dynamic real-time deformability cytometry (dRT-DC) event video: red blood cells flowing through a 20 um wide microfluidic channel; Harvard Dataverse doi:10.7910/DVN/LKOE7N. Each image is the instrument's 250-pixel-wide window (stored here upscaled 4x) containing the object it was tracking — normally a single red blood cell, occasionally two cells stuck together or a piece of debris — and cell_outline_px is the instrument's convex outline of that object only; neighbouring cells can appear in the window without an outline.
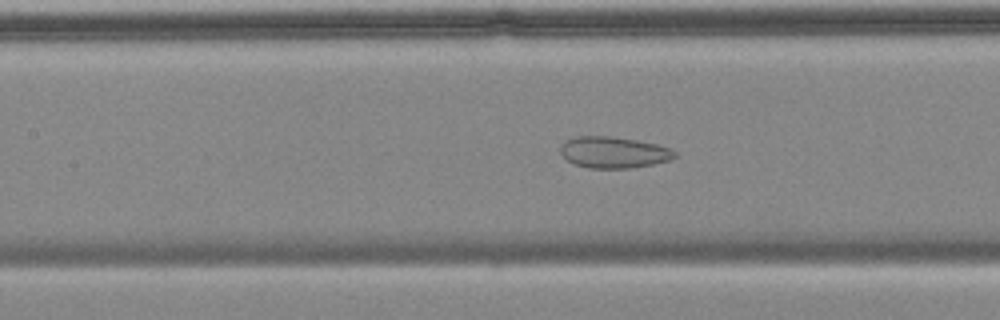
{"species": "common noctule bat (a hibernating species)", "species_latin": "Nyctalus noctula", "temperature_condition": "cold", "stored_images_in_passage": 57, "camera_frame_rate_fps": 3000, "um_per_image_px": 0.085, "animal": {"sex": "female", "body_mass_g": 18.4}, "frame": {"image": 1, "passage_image": 25, "time_ms": 8.0, "image_size_px": [1000, 320], "cell_outline_px": [[676, 156], [672, 160], [652, 164], [628, 168], [588, 168], [576, 164], [568, 160], [560, 152], [560, 144], [564, 140], [576, 136], [608, 136], [636, 140], [656, 144], [672, 148], [676, 152]], "centroid_in_image_um": [52.16, 12.94], "position_along_channel_um": 155.2, "area_um2": 20.92}}
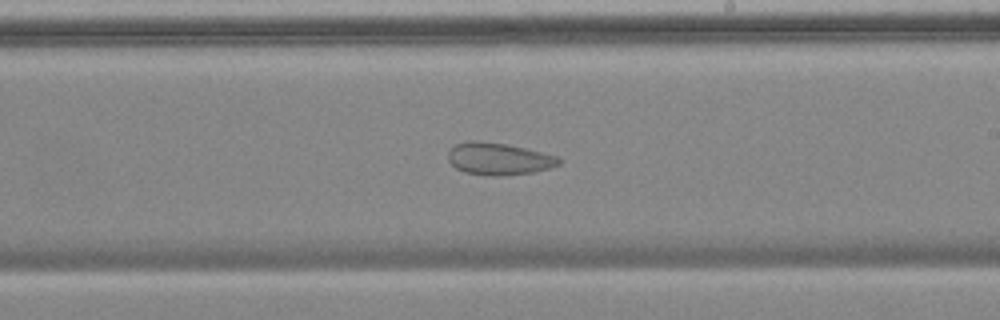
{"frame": {"image": 2, "passage_image": 33, "time_ms": 10.667, "image_size_px": [1000, 320], "cell_outline_px": [[560, 164], [548, 168], [532, 172], [500, 176], [488, 176], [464, 172], [456, 168], [448, 160], [448, 152], [456, 144], [468, 140], [480, 140], [508, 144], [556, 156], [560, 160]], "centroid_in_image_um": [42.34, 13.49], "position_along_channel_um": 246.7, "area_um2": 20.69}}
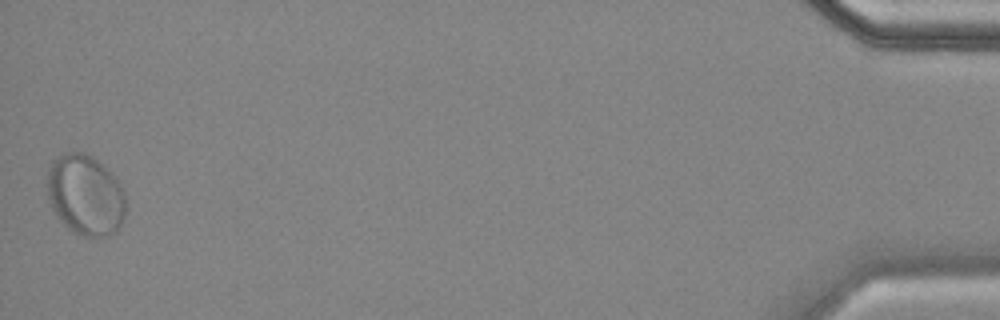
{"frame": {"image": 3, "passage_image": 57, "time_ms": 18.667, "image_size_px": [1000, 320], "cell_outline_px": [[124, 216], [116, 232], [108, 236], [84, 236], [72, 232], [60, 220], [52, 208], [48, 200], [48, 172], [52, 160], [64, 152], [80, 152], [92, 156], [116, 180], [124, 192]], "centroid_in_image_um": [7.23, 16.59], "position_along_channel_um": 428.0, "area_um2": 36.41}, "authors_computed_cell_mechanics": {"area_um2": 27.9752, "velocity_mm_per_s": 3.454, "shape_relaxation_time_tau1_ms": null, "shape_relaxation_time_tau2_ms": 1.2124, "deformation_change_tau1": null, "deformation_change_tau2": 0.0552}}